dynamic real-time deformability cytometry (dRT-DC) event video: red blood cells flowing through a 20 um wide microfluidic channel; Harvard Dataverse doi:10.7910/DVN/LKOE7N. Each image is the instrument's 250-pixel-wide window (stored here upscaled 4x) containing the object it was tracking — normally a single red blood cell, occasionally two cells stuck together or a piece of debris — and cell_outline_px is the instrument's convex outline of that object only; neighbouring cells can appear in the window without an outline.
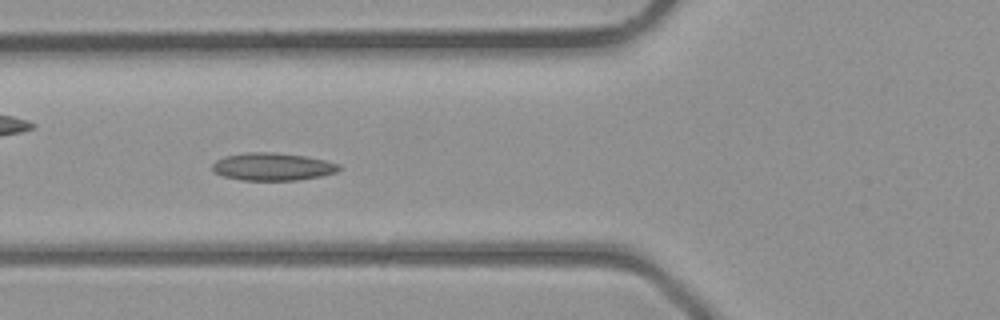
{"species": "common noctule bat (a hibernating species)", "species_latin": "Nyctalus noctula", "temperature_condition": "room temperature", "stored_images_in_passage": 42, "camera_frame_rate_fps": 3000, "um_per_image_px": 0.085, "animal": {"sex": "male", "body_mass_g": 23.1, "forearm_length_mm": 52.7}, "frame": {"image": 1, "passage_image": 16, "time_ms": 5.0, "image_size_px": [1000, 320], "cell_outline_px": [[340, 168], [336, 172], [320, 176], [296, 180], [240, 180], [224, 176], [212, 172], [212, 164], [216, 160], [224, 156], [244, 152], [272, 152], [304, 156], [324, 160], [340, 164]], "centroid_in_image_um": [23.12, 14.16], "position_along_channel_um": 102.7, "area_um2": 20.4}}
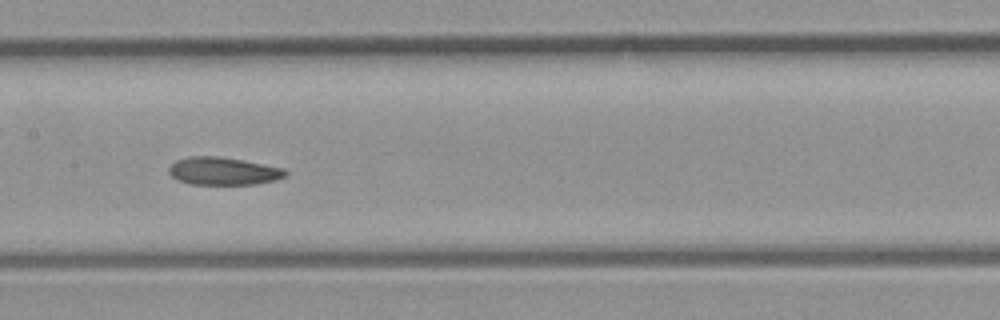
{"frame": {"image": 2, "passage_image": 21, "time_ms": 6.667, "image_size_px": [1000, 320], "cell_outline_px": [[288, 176], [276, 180], [256, 184], [192, 184], [176, 180], [168, 172], [168, 168], [176, 160], [188, 156], [216, 156], [244, 160], [284, 168], [288, 172]], "centroid_in_image_um": [19.0, 14.54], "position_along_channel_um": 188.4, "area_um2": 19.02}}
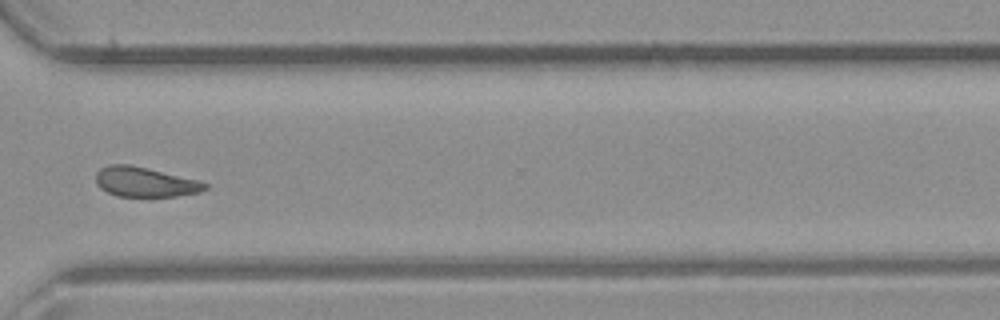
{"frame": {"image": 3, "passage_image": 31, "time_ms": 10.0, "image_size_px": [1000, 320], "cell_outline_px": [[208, 188], [200, 192], [176, 196], [116, 196], [100, 188], [96, 184], [96, 172], [100, 168], [108, 164], [128, 164], [148, 168], [200, 180], [208, 184]], "centroid_in_image_um": [12.33, 15.46], "position_along_channel_um": 358.3, "area_um2": 19.07}}